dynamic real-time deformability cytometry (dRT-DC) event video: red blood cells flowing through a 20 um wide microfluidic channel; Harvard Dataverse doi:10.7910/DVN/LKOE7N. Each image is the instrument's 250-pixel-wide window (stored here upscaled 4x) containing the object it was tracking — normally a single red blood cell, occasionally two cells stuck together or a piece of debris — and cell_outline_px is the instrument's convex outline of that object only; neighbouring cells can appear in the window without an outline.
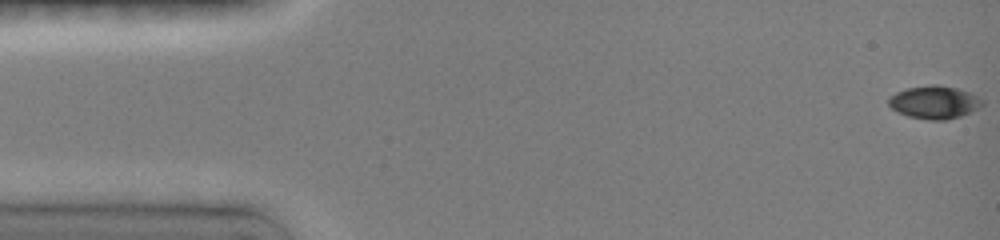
{"species": "common noctule bat (a hibernating species)", "species_latin": "Nyctalus noctula", "temperature_condition": "room temperature", "stored_images_in_passage": 18, "camera_frame_rate_fps": 3000, "um_per_image_px": 0.085, "animal": {"sex": "female", "body_mass_g": 19.0, "forearm_length_mm": 51.5}, "frame": {"image": 1, "passage_image": 1, "time_ms": 0.0, "image_size_px": [1000, 240], "cell_outline_px": [[984, 104], [980, 108], [960, 116], [944, 120], [928, 120], [908, 116], [892, 108], [888, 104], [888, 96], [896, 92], [908, 88], [932, 84], [936, 84], [956, 88], [968, 92], [984, 100]], "centroid_in_image_um": [79.42, 8.69], "position_along_channel_um": 5.6, "area_um2": 17.92}}
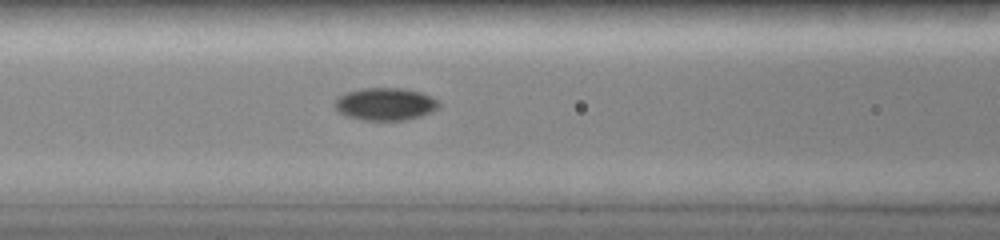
{"frame": {"image": 2, "passage_image": 13, "time_ms": 6.333, "image_size_px": [1000, 240], "cell_outline_px": [[440, 108], [432, 112], [408, 120], [360, 120], [348, 116], [340, 112], [336, 108], [336, 96], [348, 92], [364, 88], [400, 88], [420, 92], [436, 100], [440, 104]], "centroid_in_image_um": [32.76, 8.85], "position_along_channel_um": 133.8, "area_um2": 19.59}}
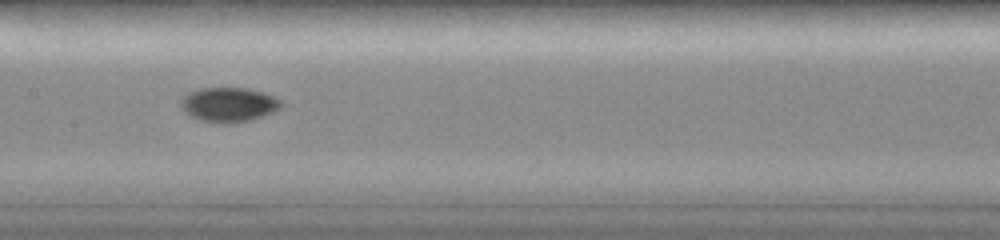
{"frame": {"image": 3, "passage_image": 16, "time_ms": 7.667, "image_size_px": [1000, 240], "cell_outline_px": [[284, 104], [280, 108], [272, 112], [248, 120], [228, 124], [224, 124], [200, 120], [184, 112], [180, 104], [180, 100], [188, 92], [200, 88], [248, 88], [264, 92], [280, 100]], "centroid_in_image_um": [19.42, 8.88], "position_along_channel_um": 188.0, "area_um2": 20.11}}